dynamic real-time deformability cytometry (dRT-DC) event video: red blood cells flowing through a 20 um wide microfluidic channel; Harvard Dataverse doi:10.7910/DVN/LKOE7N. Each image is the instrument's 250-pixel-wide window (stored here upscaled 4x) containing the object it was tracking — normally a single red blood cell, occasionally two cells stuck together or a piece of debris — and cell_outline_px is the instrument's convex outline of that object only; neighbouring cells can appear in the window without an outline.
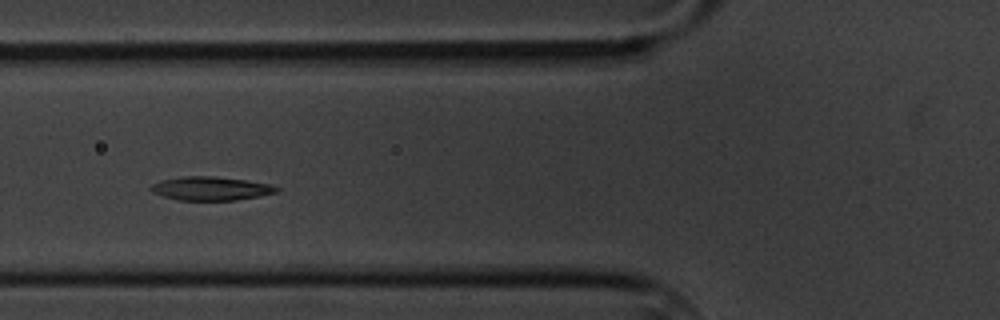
{"species": "common noctule bat (a hibernating species)", "species_latin": "Nyctalus noctula", "temperature_condition": "cold", "stored_images_in_passage": 11, "camera_frame_rate_fps": 3000, "um_per_image_px": 0.085, "animal": {"sex": "male", "body_mass_g": 20.1, "forearm_length_mm": 53.5}, "frame": {"image": 1, "passage_image": 7, "time_ms": 7.667, "image_size_px": [1000, 320], "cell_outline_px": [[280, 192], [260, 196], [236, 200], [176, 200], [152, 192], [148, 188], [152, 184], [160, 180], [184, 176], [212, 176], [244, 180], [272, 184], [280, 188]], "centroid_in_image_um": [17.94, 16.02], "position_along_channel_um": 107.9, "area_um2": 17.46}}
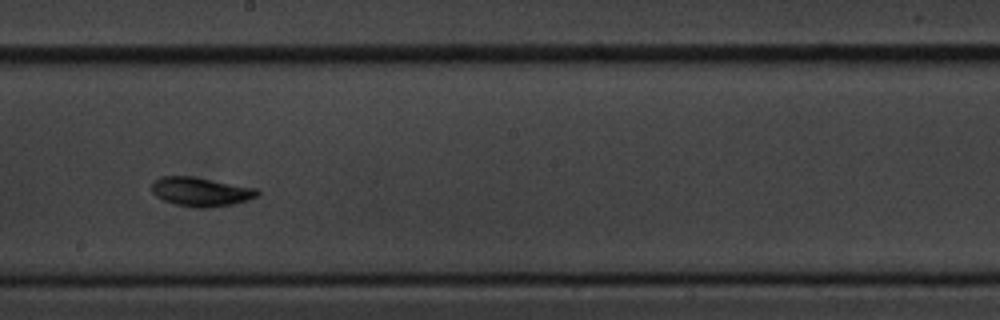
{"frame": {"image": 2, "passage_image": 10, "time_ms": 11.333, "image_size_px": [1000, 320], "cell_outline_px": [[260, 196], [248, 200], [232, 204], [208, 208], [196, 208], [176, 204], [164, 200], [156, 196], [152, 192], [152, 180], [160, 176], [192, 176], [260, 188]], "centroid_in_image_um": [17.11, 16.29], "position_along_channel_um": 231.1, "area_um2": 18.21}}
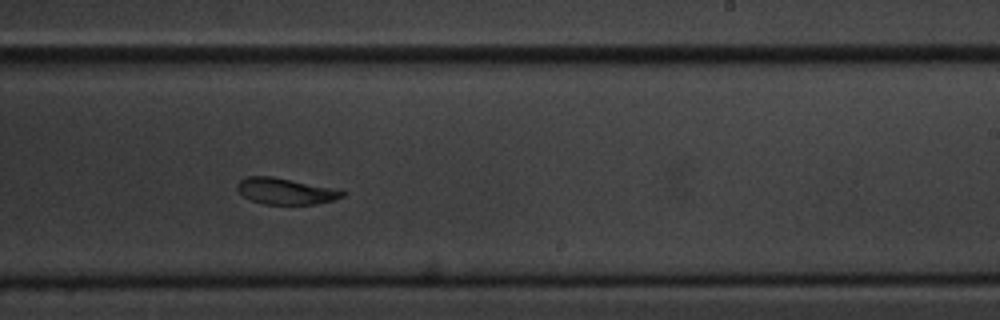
{"frame": {"image": 3, "passage_image": 11, "time_ms": 12.333, "image_size_px": [1000, 320], "cell_outline_px": [[344, 196], [332, 200], [316, 204], [264, 204], [252, 200], [244, 196], [236, 188], [236, 184], [240, 180], [248, 176], [272, 176], [340, 188], [344, 192]], "centroid_in_image_um": [24.31, 16.23], "position_along_channel_um": 264.7, "area_um2": 16.24}}